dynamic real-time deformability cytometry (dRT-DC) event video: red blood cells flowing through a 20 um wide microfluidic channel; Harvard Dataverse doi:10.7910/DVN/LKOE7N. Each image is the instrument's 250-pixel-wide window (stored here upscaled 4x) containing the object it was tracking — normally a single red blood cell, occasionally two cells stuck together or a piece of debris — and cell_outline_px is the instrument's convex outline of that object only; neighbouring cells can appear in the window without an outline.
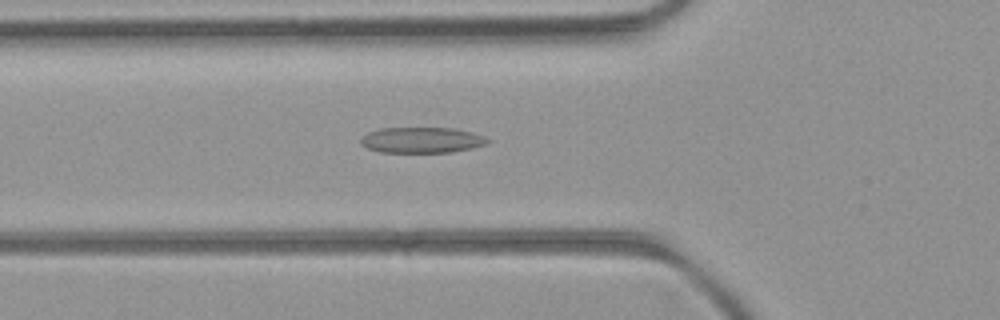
{"species": "common noctule bat (a hibernating species)", "species_latin": "Nyctalus noctula", "temperature_condition": "room temperature", "stored_images_in_passage": 45, "camera_frame_rate_fps": 3000, "um_per_image_px": 0.085, "animal": {"sex": "female", "body_mass_g": 21.9}, "frame": {"image": 1, "passage_image": 12, "time_ms": 3.667, "image_size_px": [1000, 320], "cell_outline_px": [[492, 140], [484, 144], [472, 148], [448, 152], [380, 152], [368, 148], [360, 144], [360, 140], [368, 132], [380, 128], [452, 128], [472, 132], [484, 136]], "centroid_in_image_um": [35.84, 11.9], "position_along_channel_um": 90.0, "area_um2": 18.9}}
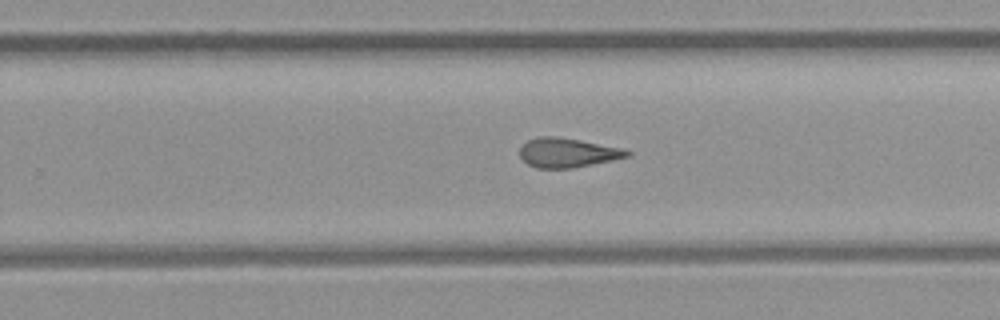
{"frame": {"image": 2, "passage_image": 26, "time_ms": 8.333, "image_size_px": [1000, 320], "cell_outline_px": [[632, 156], [572, 168], [536, 168], [528, 164], [520, 156], [520, 148], [528, 140], [540, 136], [556, 136], [580, 140], [624, 148], [632, 152]], "centroid_in_image_um": [48.27, 12.97], "position_along_channel_um": 281.5, "area_um2": 18.38}}
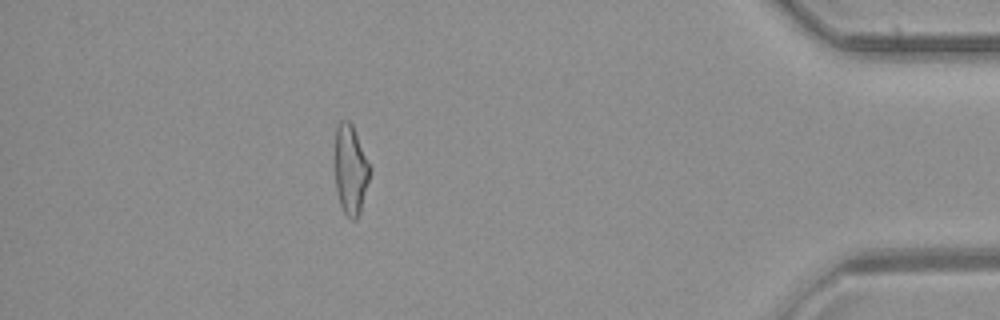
{"frame": {"image": 3, "passage_image": 39, "time_ms": 12.667, "image_size_px": [1000, 320], "cell_outline_px": [[372, 168], [360, 212], [356, 220], [352, 220], [344, 212], [340, 204], [336, 188], [332, 156], [336, 124], [340, 120], [348, 120], [352, 124]], "centroid_in_image_um": [29.75, 14.35], "position_along_channel_um": 405.4, "area_um2": 19.07}, "authors_computed_cell_mechanics": {"area_um2": 18.8428, "velocity_mm_per_s": 4.0986, "shape_relaxation_time_tau1_ms": null, "shape_relaxation_time_tau2_ms": 3.1197, "deformation_change_tau1": null, "deformation_change_tau2": 0.1346}}